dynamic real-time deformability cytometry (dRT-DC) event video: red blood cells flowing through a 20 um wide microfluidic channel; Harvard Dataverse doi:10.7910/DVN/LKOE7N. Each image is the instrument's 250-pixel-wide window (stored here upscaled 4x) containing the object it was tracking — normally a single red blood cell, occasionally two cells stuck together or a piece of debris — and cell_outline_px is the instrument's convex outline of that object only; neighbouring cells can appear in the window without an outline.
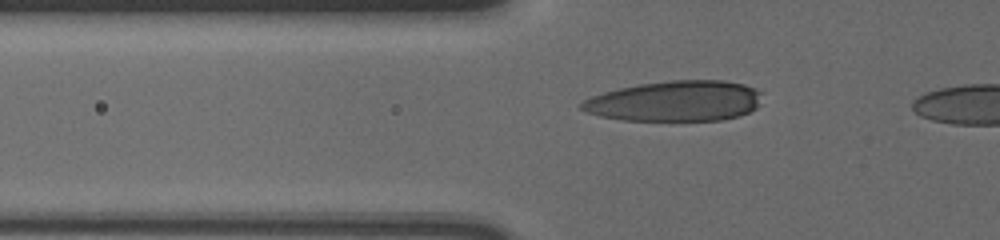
{"species": "human", "species_latin": "Homo sapiens", "temperature_condition": "cold", "stored_images_in_passage": 9, "camera_frame_rate_fps": 3000, "um_per_image_px": 0.085, "donor": {"sex": "male"}, "frame": {"image": 1, "passage_image": 6, "time_ms": 1.667, "image_size_px": [1000, 240], "cell_outline_px": [[764, 92], [756, 108], [740, 116], [720, 120], [624, 120], [600, 116], [588, 112], [580, 108], [580, 104], [584, 100], [592, 96], [604, 92], [620, 88], [640, 84], [672, 80], [724, 80], [744, 84], [756, 88]], "centroid_in_image_um": [57.45, 8.58], "position_along_channel_um": 68.4, "area_um2": 42.6}}